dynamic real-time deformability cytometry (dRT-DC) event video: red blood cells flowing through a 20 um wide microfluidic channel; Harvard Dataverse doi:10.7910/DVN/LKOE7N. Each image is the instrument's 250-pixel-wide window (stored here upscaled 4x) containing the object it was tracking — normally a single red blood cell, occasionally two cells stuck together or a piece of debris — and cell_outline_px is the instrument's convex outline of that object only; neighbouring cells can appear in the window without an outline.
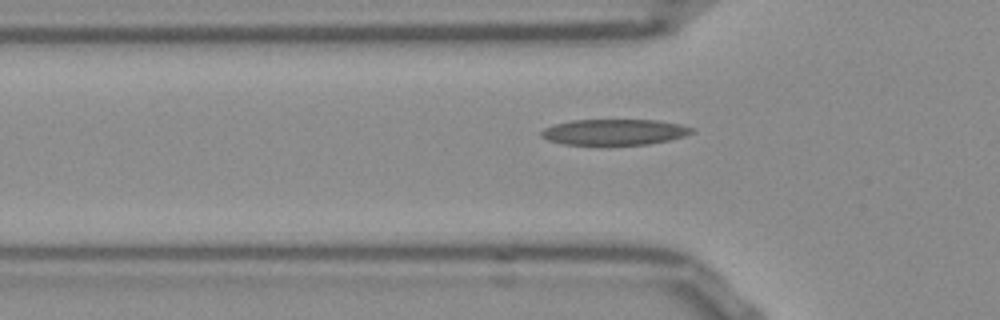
{"species": "Egyptian fruit bat (a non-hibernating species)", "species_latin": "Rousettus aegyptiacus", "temperature_condition": "room temperature", "stored_images_in_passage": 35, "camera_frame_rate_fps": 3000, "um_per_image_px": 0.085, "frame": {"image": 1, "passage_image": 4, "time_ms": 1.0, "image_size_px": [1000, 320], "cell_outline_px": [[696, 132], [684, 136], [668, 140], [648, 144], [604, 148], [564, 144], [548, 140], [540, 136], [540, 132], [544, 128], [556, 124], [572, 120], [656, 120], [680, 124], [696, 128]], "centroid_in_image_um": [52.22, 11.27], "position_along_channel_um": 73.6, "area_um2": 23.76}}
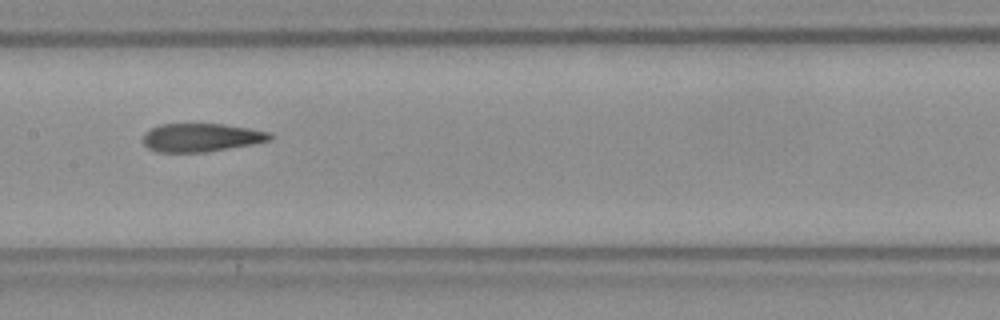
{"frame": {"image": 2, "passage_image": 13, "time_ms": 4.0, "image_size_px": [1000, 320], "cell_outline_px": [[272, 140], [252, 144], [204, 152], [156, 152], [148, 148], [144, 144], [144, 132], [160, 124], [224, 124], [248, 128], [268, 132], [272, 136]], "centroid_in_image_um": [17.08, 11.69], "position_along_channel_um": 190.3, "area_um2": 20.81}}
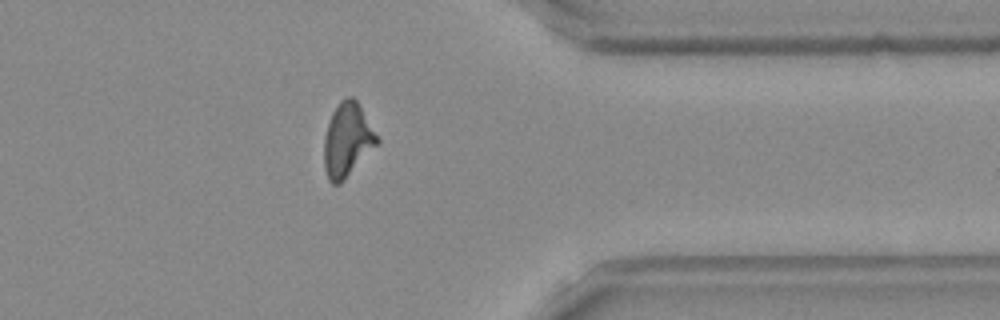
{"frame": {"image": 3, "passage_image": 29, "time_ms": 9.333, "image_size_px": [1000, 320], "cell_outline_px": [[380, 140], [340, 184], [332, 184], [328, 180], [324, 168], [324, 136], [332, 112], [340, 100], [348, 96], [352, 96], [356, 100]], "centroid_in_image_um": [29.49, 11.89], "position_along_channel_um": 381.9, "area_um2": 22.37}, "authors_computed_cell_mechanics": {"area_um2": 22.0796, "velocity_mm_per_s": 3.8427, "shape_relaxation_time_tau1_ms": null, "shape_relaxation_time_tau2_ms": 2.4828, "deformation_change_tau1": null, "deformation_change_tau2": 0.1038}}